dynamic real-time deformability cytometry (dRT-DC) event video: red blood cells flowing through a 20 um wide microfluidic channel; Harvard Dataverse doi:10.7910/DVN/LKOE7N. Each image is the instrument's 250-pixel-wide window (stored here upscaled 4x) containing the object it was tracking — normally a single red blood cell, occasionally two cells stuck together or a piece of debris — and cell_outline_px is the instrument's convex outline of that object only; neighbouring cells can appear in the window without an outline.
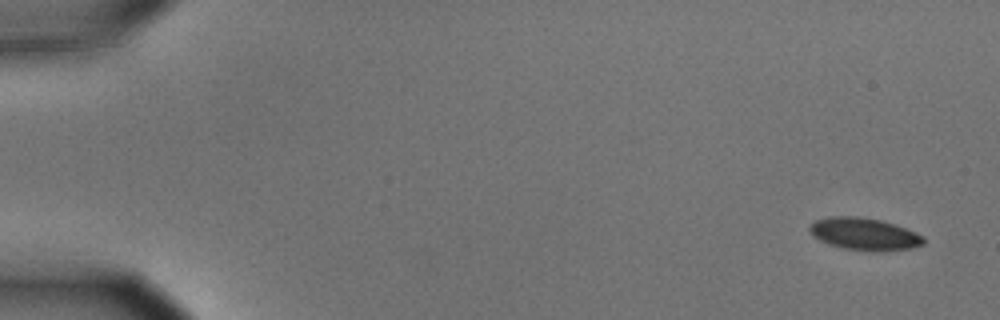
{"species": "common noctule bat (a hibernating species)", "species_latin": "Nyctalus noctula", "temperature_condition": "cold", "stored_images_in_passage": 4, "camera_frame_rate_fps": 3000, "um_per_image_px": 0.085, "animal": {"sex": "male", "body_mass_g": 15.6}, "frame": {"image": 1, "passage_image": 1, "time_ms": 0.0, "image_size_px": [1000, 320], "cell_outline_px": [[924, 244], [912, 248], [880, 252], [876, 252], [844, 248], [828, 244], [812, 236], [808, 228], [816, 220], [828, 216], [860, 216], [880, 220], [904, 228], [924, 236]], "centroid_in_image_um": [73.45, 19.9], "position_along_channel_um": 11.5, "area_um2": 21.44}}
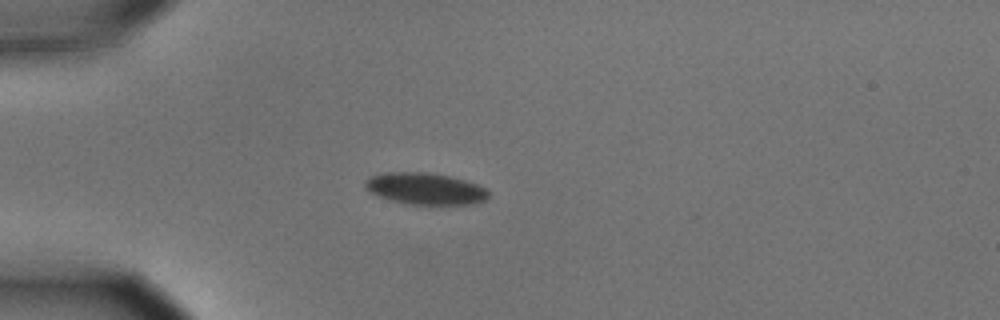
{"frame": {"image": 2, "passage_image": 4, "time_ms": 1.0, "image_size_px": [1000, 320], "cell_outline_px": [[488, 196], [484, 200], [472, 204], [408, 204], [392, 200], [368, 192], [364, 184], [364, 180], [372, 176], [384, 172], [424, 172], [448, 176], [464, 180], [476, 184], [484, 188], [488, 192]], "centroid_in_image_um": [36.1, 16.03], "position_along_channel_um": 48.9, "area_um2": 22.48}}